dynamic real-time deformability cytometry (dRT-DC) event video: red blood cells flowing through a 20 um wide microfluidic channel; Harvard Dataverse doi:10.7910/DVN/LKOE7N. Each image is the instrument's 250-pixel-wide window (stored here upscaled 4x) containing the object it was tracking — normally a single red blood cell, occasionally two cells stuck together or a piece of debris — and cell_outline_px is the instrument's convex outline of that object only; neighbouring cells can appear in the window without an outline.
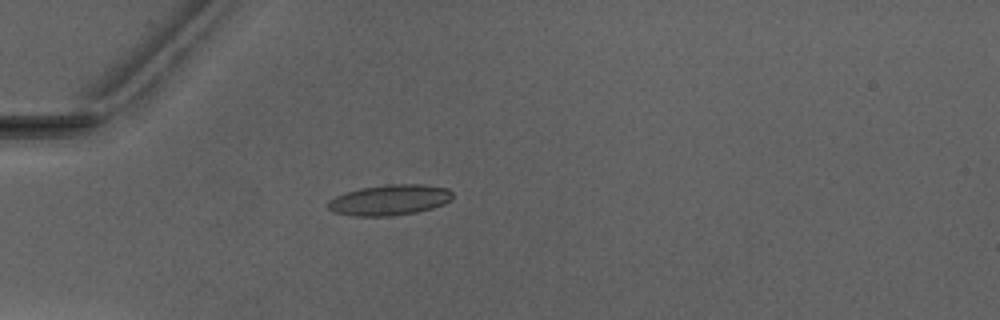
{"species": "Egyptian fruit bat (a non-hibernating species)", "species_latin": "Rousettus aegyptiacus", "temperature_condition": "warm", "stored_images_in_passage": 37, "camera_frame_rate_fps": 3000, "um_per_image_px": 0.085, "animal": {"sex": "male"}, "frame": {"image": 1, "passage_image": 1, "time_ms": 0.0, "image_size_px": [1000, 320], "cell_outline_px": [[452, 200], [444, 204], [432, 208], [416, 212], [392, 216], [352, 216], [336, 212], [328, 208], [328, 200], [344, 192], [360, 188], [384, 184], [424, 184], [448, 188], [452, 192]], "centroid_in_image_um": [33.13, 16.99], "position_along_channel_um": 51.9, "area_um2": 22.43}}
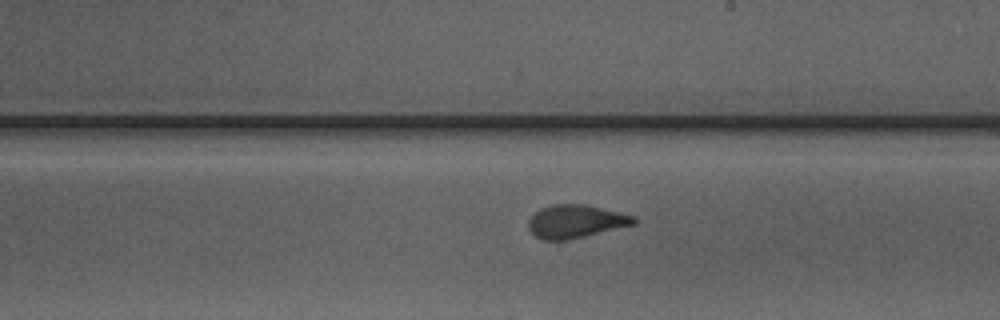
{"frame": {"image": 2, "passage_image": 16, "time_ms": 5.0, "image_size_px": [1000, 320], "cell_outline_px": [[636, 224], [584, 236], [564, 240], [544, 240], [536, 236], [528, 228], [528, 220], [540, 208], [552, 204], [584, 204], [620, 212], [636, 216]], "centroid_in_image_um": [48.94, 18.81], "position_along_channel_um": 240.1, "area_um2": 20.23}}
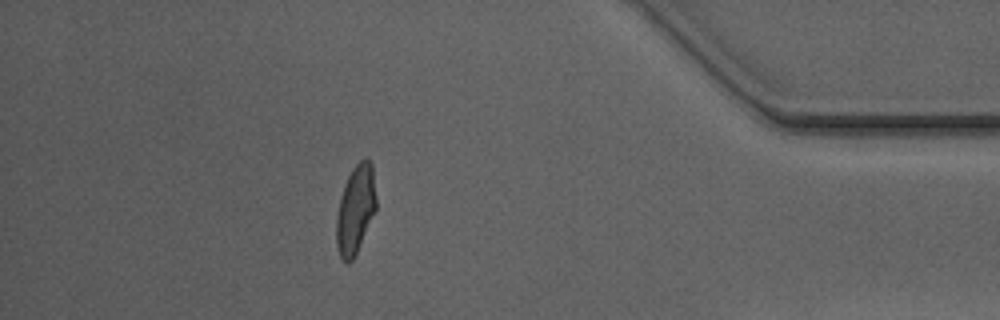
{"frame": {"image": 3, "passage_image": 31, "time_ms": 10.0, "image_size_px": [1000, 320], "cell_outline_px": [[376, 208], [356, 256], [348, 264], [340, 256], [336, 244], [336, 216], [340, 196], [344, 184], [352, 168], [364, 156], [368, 156], [372, 164], [376, 196]], "centroid_in_image_um": [30.21, 17.78], "position_along_channel_um": 405.0, "area_um2": 20.81}, "authors_computed_cell_mechanics": {"area_um2": 20.4034, "velocity_mm_per_s": 4.088, "shape_relaxation_time_tau1_ms": 4.9012, "shape_relaxation_time_tau2_ms": 0.6565, "deformation_change_tau1": 0.1725, "deformation_change_tau2": 0.0613}}